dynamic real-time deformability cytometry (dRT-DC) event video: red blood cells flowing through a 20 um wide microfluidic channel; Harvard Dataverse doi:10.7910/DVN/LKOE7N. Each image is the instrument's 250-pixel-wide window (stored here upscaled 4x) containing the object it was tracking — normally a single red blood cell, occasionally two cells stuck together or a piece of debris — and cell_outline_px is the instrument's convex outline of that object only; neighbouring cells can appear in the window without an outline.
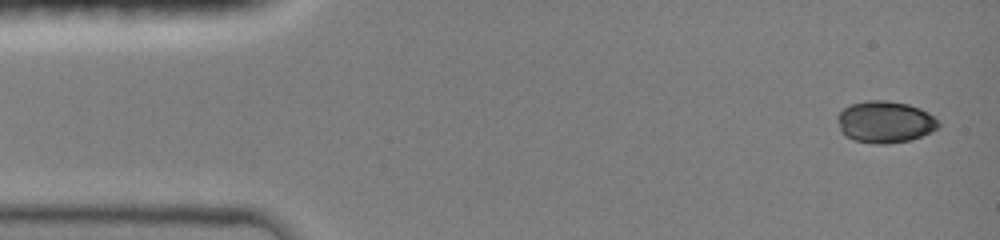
{"species": "common noctule bat (a hibernating species)", "species_latin": "Nyctalus noctula", "temperature_condition": "room temperature", "stored_images_in_passage": 8, "camera_frame_rate_fps": 3000, "um_per_image_px": 0.085, "animal": {"sex": "female", "body_mass_g": 19.0, "forearm_length_mm": 51.5}, "frame": {"image": 1, "passage_image": 1, "time_ms": 0.0, "image_size_px": [1000, 240], "cell_outline_px": [[940, 128], [932, 132], [912, 140], [880, 144], [856, 140], [844, 136], [840, 132], [836, 116], [844, 108], [852, 104], [864, 100], [884, 100], [908, 104], [920, 108], [928, 112], [940, 124]], "centroid_in_image_um": [75.22, 10.36], "position_along_channel_um": 9.8, "area_um2": 24.68}}
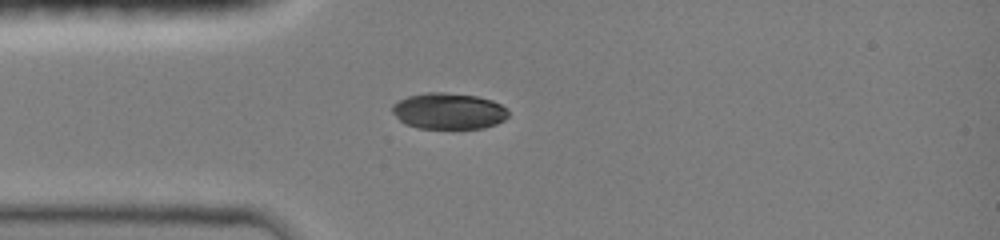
{"frame": {"image": 2, "passage_image": 7, "time_ms": 3.333, "image_size_px": [1000, 240], "cell_outline_px": [[508, 116], [504, 120], [496, 124], [484, 128], [420, 128], [404, 124], [392, 112], [392, 104], [408, 96], [428, 92], [444, 92], [476, 96], [492, 100], [508, 108]], "centroid_in_image_um": [38.15, 9.44], "position_along_channel_um": 46.9, "area_um2": 24.51}}